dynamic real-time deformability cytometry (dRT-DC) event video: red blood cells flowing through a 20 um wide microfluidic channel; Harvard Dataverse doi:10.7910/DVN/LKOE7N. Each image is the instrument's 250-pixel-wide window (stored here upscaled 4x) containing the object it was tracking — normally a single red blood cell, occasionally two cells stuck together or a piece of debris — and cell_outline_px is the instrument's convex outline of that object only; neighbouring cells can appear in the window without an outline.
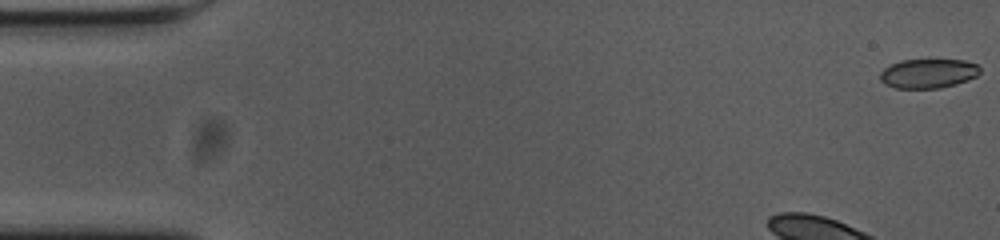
{"species": "common noctule bat (a hibernating species)", "species_latin": "Nyctalus noctula", "temperature_condition": "cold", "stored_images_in_passage": 53, "camera_frame_rate_fps": 3000, "um_per_image_px": 0.085, "animal": {"sex": "female", "body_mass_g": 23.0, "forearm_length_mm": 53.4}, "frame": {"image": 1, "passage_image": 1, "time_ms": 0.0, "image_size_px": [1000, 240], "cell_outline_px": [[980, 72], [976, 76], [968, 80], [956, 84], [940, 88], [896, 88], [884, 84], [880, 80], [880, 72], [884, 68], [900, 60], [964, 60], [976, 64], [980, 68]], "centroid_in_image_um": [78.89, 6.25], "position_along_channel_um": 6.1, "area_um2": 17.05}}
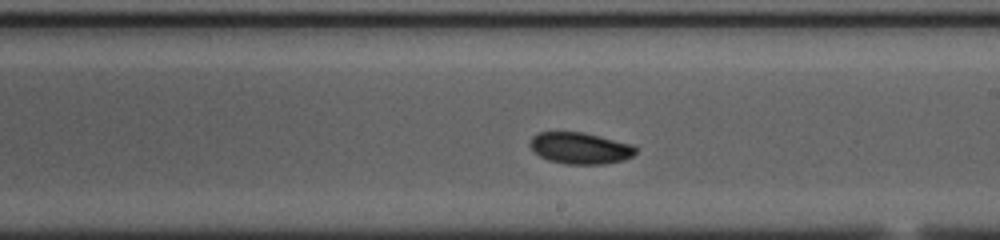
{"frame": {"image": 2, "passage_image": 28, "time_ms": 9.0, "image_size_px": [1000, 240], "cell_outline_px": [[636, 152], [632, 156], [624, 160], [604, 164], [568, 164], [548, 160], [540, 156], [528, 144], [532, 136], [540, 132], [580, 132], [632, 144], [636, 148]], "centroid_in_image_um": [49.3, 12.6], "position_along_channel_um": 239.7, "area_um2": 19.19}}
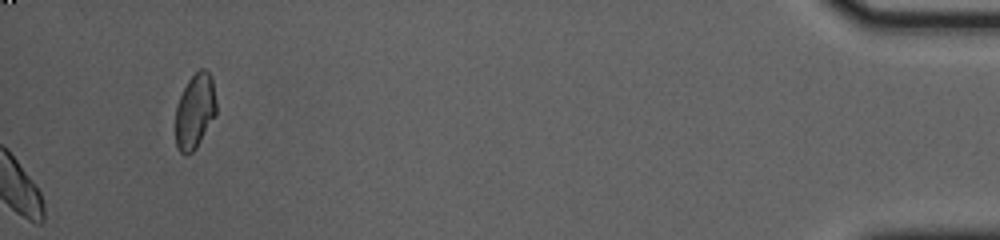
{"frame": {"image": 3, "passage_image": 53, "time_ms": 17.333, "image_size_px": [1000, 240], "cell_outline_px": [[216, 112], [196, 148], [192, 152], [184, 156], [180, 152], [176, 144], [176, 104], [188, 80], [200, 68], [204, 68], [208, 72], [212, 80], [216, 100]], "centroid_in_image_um": [16.55, 9.45], "position_along_channel_um": 418.6, "area_um2": 17.57}, "authors_computed_cell_mechanics": {"area_um2": 19.0162, "velocity_mm_per_s": 3.6297, "shape_relaxation_time_tau1_ms": 1.9187, "shape_relaxation_time_tau2_ms": null, "deformation_change_tau1": 0.0599, "deformation_change_tau2": null}}